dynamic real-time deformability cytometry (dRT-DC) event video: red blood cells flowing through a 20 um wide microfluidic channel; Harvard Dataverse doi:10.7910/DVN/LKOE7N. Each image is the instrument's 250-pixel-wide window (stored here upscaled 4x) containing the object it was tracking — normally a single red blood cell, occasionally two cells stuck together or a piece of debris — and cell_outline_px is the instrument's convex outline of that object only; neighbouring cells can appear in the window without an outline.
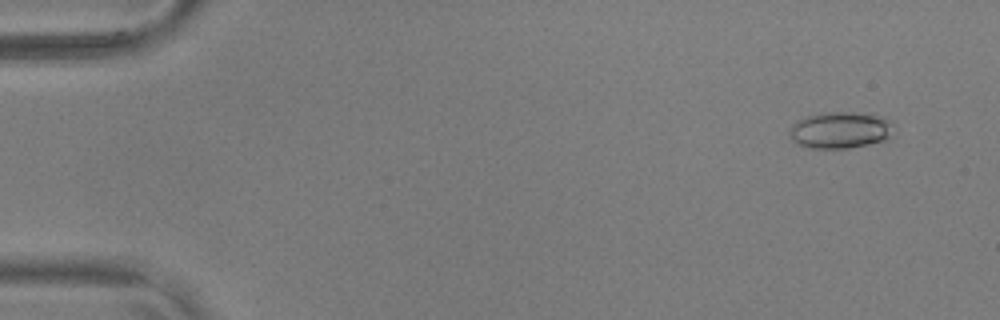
{"species": "common noctule bat (a hibernating species)", "species_latin": "Nyctalus noctula", "temperature_condition": "warm", "stored_images_in_passage": 18, "camera_frame_rate_fps": 3000, "um_per_image_px": 0.085, "animal": {"sex": "male", "body_mass_g": 17.9, "forearm_length_mm": 54.2}, "frame": {"image": 1, "passage_image": 4, "time_ms": 1.0, "image_size_px": [1000, 320], "cell_outline_px": [[892, 136], [884, 140], [868, 144], [848, 148], [808, 148], [796, 144], [792, 140], [788, 132], [792, 124], [796, 120], [808, 116], [824, 112], [872, 112], [884, 116], [892, 120]], "centroid_in_image_um": [71.44, 11.03], "position_along_channel_um": 13.6, "area_um2": 22.77}}